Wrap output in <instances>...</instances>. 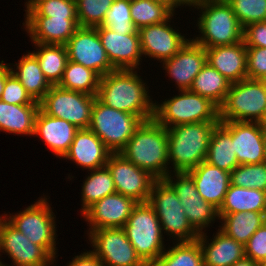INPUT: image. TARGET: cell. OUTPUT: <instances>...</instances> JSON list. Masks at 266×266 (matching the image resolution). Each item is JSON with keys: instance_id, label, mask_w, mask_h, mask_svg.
<instances>
[{"instance_id": "3", "label": "cell", "mask_w": 266, "mask_h": 266, "mask_svg": "<svg viewBox=\"0 0 266 266\" xmlns=\"http://www.w3.org/2000/svg\"><path fill=\"white\" fill-rule=\"evenodd\" d=\"M219 122L204 121L167 128L171 173L190 171L206 160L211 134Z\"/></svg>"}, {"instance_id": "39", "label": "cell", "mask_w": 266, "mask_h": 266, "mask_svg": "<svg viewBox=\"0 0 266 266\" xmlns=\"http://www.w3.org/2000/svg\"><path fill=\"white\" fill-rule=\"evenodd\" d=\"M25 16L77 18L75 0H27Z\"/></svg>"}, {"instance_id": "14", "label": "cell", "mask_w": 266, "mask_h": 266, "mask_svg": "<svg viewBox=\"0 0 266 266\" xmlns=\"http://www.w3.org/2000/svg\"><path fill=\"white\" fill-rule=\"evenodd\" d=\"M105 166L113 177L117 193L138 203L149 201L152 185L157 179L148 171L126 160L120 153H112Z\"/></svg>"}, {"instance_id": "19", "label": "cell", "mask_w": 266, "mask_h": 266, "mask_svg": "<svg viewBox=\"0 0 266 266\" xmlns=\"http://www.w3.org/2000/svg\"><path fill=\"white\" fill-rule=\"evenodd\" d=\"M207 63L206 50L193 39L172 57L161 62L166 75L176 83V89L189 90L196 75Z\"/></svg>"}, {"instance_id": "48", "label": "cell", "mask_w": 266, "mask_h": 266, "mask_svg": "<svg viewBox=\"0 0 266 266\" xmlns=\"http://www.w3.org/2000/svg\"><path fill=\"white\" fill-rule=\"evenodd\" d=\"M67 266H104L99 258L91 251H85L69 261Z\"/></svg>"}, {"instance_id": "1", "label": "cell", "mask_w": 266, "mask_h": 266, "mask_svg": "<svg viewBox=\"0 0 266 266\" xmlns=\"http://www.w3.org/2000/svg\"><path fill=\"white\" fill-rule=\"evenodd\" d=\"M148 91L137 69H115L100 77L96 97L108 107L147 121L154 118L155 103Z\"/></svg>"}, {"instance_id": "33", "label": "cell", "mask_w": 266, "mask_h": 266, "mask_svg": "<svg viewBox=\"0 0 266 266\" xmlns=\"http://www.w3.org/2000/svg\"><path fill=\"white\" fill-rule=\"evenodd\" d=\"M231 82L218 70L206 63L196 75L190 91L208 98L218 108L223 104L230 89Z\"/></svg>"}, {"instance_id": "16", "label": "cell", "mask_w": 266, "mask_h": 266, "mask_svg": "<svg viewBox=\"0 0 266 266\" xmlns=\"http://www.w3.org/2000/svg\"><path fill=\"white\" fill-rule=\"evenodd\" d=\"M65 46L68 60L95 71L100 77L115 70L96 27H79Z\"/></svg>"}, {"instance_id": "54", "label": "cell", "mask_w": 266, "mask_h": 266, "mask_svg": "<svg viewBox=\"0 0 266 266\" xmlns=\"http://www.w3.org/2000/svg\"><path fill=\"white\" fill-rule=\"evenodd\" d=\"M263 162L266 164V131H265L264 161Z\"/></svg>"}, {"instance_id": "30", "label": "cell", "mask_w": 266, "mask_h": 266, "mask_svg": "<svg viewBox=\"0 0 266 266\" xmlns=\"http://www.w3.org/2000/svg\"><path fill=\"white\" fill-rule=\"evenodd\" d=\"M40 105H16L0 100V131L33 136L35 118Z\"/></svg>"}, {"instance_id": "32", "label": "cell", "mask_w": 266, "mask_h": 266, "mask_svg": "<svg viewBox=\"0 0 266 266\" xmlns=\"http://www.w3.org/2000/svg\"><path fill=\"white\" fill-rule=\"evenodd\" d=\"M221 223L218 227L230 238L246 244L260 226L266 222V213L247 211L218 215Z\"/></svg>"}, {"instance_id": "57", "label": "cell", "mask_w": 266, "mask_h": 266, "mask_svg": "<svg viewBox=\"0 0 266 266\" xmlns=\"http://www.w3.org/2000/svg\"><path fill=\"white\" fill-rule=\"evenodd\" d=\"M5 219V213L4 214H2V215H0V225H1V223H2V221Z\"/></svg>"}, {"instance_id": "40", "label": "cell", "mask_w": 266, "mask_h": 266, "mask_svg": "<svg viewBox=\"0 0 266 266\" xmlns=\"http://www.w3.org/2000/svg\"><path fill=\"white\" fill-rule=\"evenodd\" d=\"M231 184L266 192V164H240L230 172Z\"/></svg>"}, {"instance_id": "38", "label": "cell", "mask_w": 266, "mask_h": 266, "mask_svg": "<svg viewBox=\"0 0 266 266\" xmlns=\"http://www.w3.org/2000/svg\"><path fill=\"white\" fill-rule=\"evenodd\" d=\"M130 11L137 29L166 21L175 10L161 0H130Z\"/></svg>"}, {"instance_id": "10", "label": "cell", "mask_w": 266, "mask_h": 266, "mask_svg": "<svg viewBox=\"0 0 266 266\" xmlns=\"http://www.w3.org/2000/svg\"><path fill=\"white\" fill-rule=\"evenodd\" d=\"M142 122L143 120L137 115L108 107L96 98L92 107L89 129L112 153H119Z\"/></svg>"}, {"instance_id": "46", "label": "cell", "mask_w": 266, "mask_h": 266, "mask_svg": "<svg viewBox=\"0 0 266 266\" xmlns=\"http://www.w3.org/2000/svg\"><path fill=\"white\" fill-rule=\"evenodd\" d=\"M248 79H260L266 72V48L246 47Z\"/></svg>"}, {"instance_id": "11", "label": "cell", "mask_w": 266, "mask_h": 266, "mask_svg": "<svg viewBox=\"0 0 266 266\" xmlns=\"http://www.w3.org/2000/svg\"><path fill=\"white\" fill-rule=\"evenodd\" d=\"M96 98L83 92L52 85L39 104L45 114L66 120L79 129H89Z\"/></svg>"}, {"instance_id": "17", "label": "cell", "mask_w": 266, "mask_h": 266, "mask_svg": "<svg viewBox=\"0 0 266 266\" xmlns=\"http://www.w3.org/2000/svg\"><path fill=\"white\" fill-rule=\"evenodd\" d=\"M174 14L175 12L162 23L138 29L143 57L154 58L161 63L166 59L172 58L190 39L185 38V34L181 35L180 30L174 28V25H170L172 18L175 16Z\"/></svg>"}, {"instance_id": "6", "label": "cell", "mask_w": 266, "mask_h": 266, "mask_svg": "<svg viewBox=\"0 0 266 266\" xmlns=\"http://www.w3.org/2000/svg\"><path fill=\"white\" fill-rule=\"evenodd\" d=\"M154 103V119L166 128L180 124L219 121V108L208 98L190 90Z\"/></svg>"}, {"instance_id": "23", "label": "cell", "mask_w": 266, "mask_h": 266, "mask_svg": "<svg viewBox=\"0 0 266 266\" xmlns=\"http://www.w3.org/2000/svg\"><path fill=\"white\" fill-rule=\"evenodd\" d=\"M78 130L74 124L49 116L39 109L33 136L42 139L54 156L61 159L69 151Z\"/></svg>"}, {"instance_id": "34", "label": "cell", "mask_w": 266, "mask_h": 266, "mask_svg": "<svg viewBox=\"0 0 266 266\" xmlns=\"http://www.w3.org/2000/svg\"><path fill=\"white\" fill-rule=\"evenodd\" d=\"M36 56L45 78L51 85H58L62 79L68 53L65 45L32 43Z\"/></svg>"}, {"instance_id": "21", "label": "cell", "mask_w": 266, "mask_h": 266, "mask_svg": "<svg viewBox=\"0 0 266 266\" xmlns=\"http://www.w3.org/2000/svg\"><path fill=\"white\" fill-rule=\"evenodd\" d=\"M32 43L65 45L80 27L78 18L25 16L22 23Z\"/></svg>"}, {"instance_id": "24", "label": "cell", "mask_w": 266, "mask_h": 266, "mask_svg": "<svg viewBox=\"0 0 266 266\" xmlns=\"http://www.w3.org/2000/svg\"><path fill=\"white\" fill-rule=\"evenodd\" d=\"M232 142L239 165L264 161L265 130L260 122L232 121Z\"/></svg>"}, {"instance_id": "49", "label": "cell", "mask_w": 266, "mask_h": 266, "mask_svg": "<svg viewBox=\"0 0 266 266\" xmlns=\"http://www.w3.org/2000/svg\"><path fill=\"white\" fill-rule=\"evenodd\" d=\"M9 63H5L3 60L0 61V98L4 90L6 78L11 74Z\"/></svg>"}, {"instance_id": "20", "label": "cell", "mask_w": 266, "mask_h": 266, "mask_svg": "<svg viewBox=\"0 0 266 266\" xmlns=\"http://www.w3.org/2000/svg\"><path fill=\"white\" fill-rule=\"evenodd\" d=\"M96 29L114 69H141L139 34L116 33L101 25Z\"/></svg>"}, {"instance_id": "9", "label": "cell", "mask_w": 266, "mask_h": 266, "mask_svg": "<svg viewBox=\"0 0 266 266\" xmlns=\"http://www.w3.org/2000/svg\"><path fill=\"white\" fill-rule=\"evenodd\" d=\"M266 112V94L259 79H244L231 83L219 121L260 122Z\"/></svg>"}, {"instance_id": "13", "label": "cell", "mask_w": 266, "mask_h": 266, "mask_svg": "<svg viewBox=\"0 0 266 266\" xmlns=\"http://www.w3.org/2000/svg\"><path fill=\"white\" fill-rule=\"evenodd\" d=\"M87 236L91 251L104 266H147L136 254L123 228L96 229Z\"/></svg>"}, {"instance_id": "53", "label": "cell", "mask_w": 266, "mask_h": 266, "mask_svg": "<svg viewBox=\"0 0 266 266\" xmlns=\"http://www.w3.org/2000/svg\"><path fill=\"white\" fill-rule=\"evenodd\" d=\"M166 2L168 5H170L174 9V0H161Z\"/></svg>"}, {"instance_id": "58", "label": "cell", "mask_w": 266, "mask_h": 266, "mask_svg": "<svg viewBox=\"0 0 266 266\" xmlns=\"http://www.w3.org/2000/svg\"><path fill=\"white\" fill-rule=\"evenodd\" d=\"M259 266H266V260L261 262V263H259Z\"/></svg>"}, {"instance_id": "51", "label": "cell", "mask_w": 266, "mask_h": 266, "mask_svg": "<svg viewBox=\"0 0 266 266\" xmlns=\"http://www.w3.org/2000/svg\"><path fill=\"white\" fill-rule=\"evenodd\" d=\"M232 266H259V264L252 259L249 258H243L239 261H237L234 265Z\"/></svg>"}, {"instance_id": "35", "label": "cell", "mask_w": 266, "mask_h": 266, "mask_svg": "<svg viewBox=\"0 0 266 266\" xmlns=\"http://www.w3.org/2000/svg\"><path fill=\"white\" fill-rule=\"evenodd\" d=\"M88 174L89 175H86V178L81 186V215L95 202L105 196L117 192L113 177L106 166L90 170V173L88 172Z\"/></svg>"}, {"instance_id": "22", "label": "cell", "mask_w": 266, "mask_h": 266, "mask_svg": "<svg viewBox=\"0 0 266 266\" xmlns=\"http://www.w3.org/2000/svg\"><path fill=\"white\" fill-rule=\"evenodd\" d=\"M112 152L90 129H79L64 159L70 160L82 170H94L105 167Z\"/></svg>"}, {"instance_id": "45", "label": "cell", "mask_w": 266, "mask_h": 266, "mask_svg": "<svg viewBox=\"0 0 266 266\" xmlns=\"http://www.w3.org/2000/svg\"><path fill=\"white\" fill-rule=\"evenodd\" d=\"M245 256L258 264L266 260V222L245 244Z\"/></svg>"}, {"instance_id": "44", "label": "cell", "mask_w": 266, "mask_h": 266, "mask_svg": "<svg viewBox=\"0 0 266 266\" xmlns=\"http://www.w3.org/2000/svg\"><path fill=\"white\" fill-rule=\"evenodd\" d=\"M0 100L16 105H40L39 102L34 101L31 98L26 92L25 87L13 73L6 78V83Z\"/></svg>"}, {"instance_id": "25", "label": "cell", "mask_w": 266, "mask_h": 266, "mask_svg": "<svg viewBox=\"0 0 266 266\" xmlns=\"http://www.w3.org/2000/svg\"><path fill=\"white\" fill-rule=\"evenodd\" d=\"M214 234L212 239L206 233L199 234L197 238L204 266H232L246 257L244 244L230 238L219 228Z\"/></svg>"}, {"instance_id": "43", "label": "cell", "mask_w": 266, "mask_h": 266, "mask_svg": "<svg viewBox=\"0 0 266 266\" xmlns=\"http://www.w3.org/2000/svg\"><path fill=\"white\" fill-rule=\"evenodd\" d=\"M227 3L242 28L252 23L266 22V0H229Z\"/></svg>"}, {"instance_id": "59", "label": "cell", "mask_w": 266, "mask_h": 266, "mask_svg": "<svg viewBox=\"0 0 266 266\" xmlns=\"http://www.w3.org/2000/svg\"><path fill=\"white\" fill-rule=\"evenodd\" d=\"M214 1H218V2H228L229 0H214Z\"/></svg>"}, {"instance_id": "55", "label": "cell", "mask_w": 266, "mask_h": 266, "mask_svg": "<svg viewBox=\"0 0 266 266\" xmlns=\"http://www.w3.org/2000/svg\"><path fill=\"white\" fill-rule=\"evenodd\" d=\"M259 80L260 81H266V72L263 74V76Z\"/></svg>"}, {"instance_id": "28", "label": "cell", "mask_w": 266, "mask_h": 266, "mask_svg": "<svg viewBox=\"0 0 266 266\" xmlns=\"http://www.w3.org/2000/svg\"><path fill=\"white\" fill-rule=\"evenodd\" d=\"M205 161L229 173L239 165L232 142V121H220L215 126Z\"/></svg>"}, {"instance_id": "42", "label": "cell", "mask_w": 266, "mask_h": 266, "mask_svg": "<svg viewBox=\"0 0 266 266\" xmlns=\"http://www.w3.org/2000/svg\"><path fill=\"white\" fill-rule=\"evenodd\" d=\"M114 0H75L80 27H96L104 18Z\"/></svg>"}, {"instance_id": "7", "label": "cell", "mask_w": 266, "mask_h": 266, "mask_svg": "<svg viewBox=\"0 0 266 266\" xmlns=\"http://www.w3.org/2000/svg\"><path fill=\"white\" fill-rule=\"evenodd\" d=\"M42 196L35 203L14 215L6 214L5 219L32 243L42 246L54 259H57L56 215L47 198Z\"/></svg>"}, {"instance_id": "29", "label": "cell", "mask_w": 266, "mask_h": 266, "mask_svg": "<svg viewBox=\"0 0 266 266\" xmlns=\"http://www.w3.org/2000/svg\"><path fill=\"white\" fill-rule=\"evenodd\" d=\"M9 65L11 72L25 87L26 92L34 101L40 102L52 87L45 78L36 56L31 51L24 54L17 63H9Z\"/></svg>"}, {"instance_id": "50", "label": "cell", "mask_w": 266, "mask_h": 266, "mask_svg": "<svg viewBox=\"0 0 266 266\" xmlns=\"http://www.w3.org/2000/svg\"><path fill=\"white\" fill-rule=\"evenodd\" d=\"M204 0H174V10L176 11V8L180 7V6H184L185 8L187 6H189L190 8L200 4L201 2H203Z\"/></svg>"}, {"instance_id": "2", "label": "cell", "mask_w": 266, "mask_h": 266, "mask_svg": "<svg viewBox=\"0 0 266 266\" xmlns=\"http://www.w3.org/2000/svg\"><path fill=\"white\" fill-rule=\"evenodd\" d=\"M126 160L148 171L157 180L171 173L168 162V132L154 118L143 121L119 152Z\"/></svg>"}, {"instance_id": "36", "label": "cell", "mask_w": 266, "mask_h": 266, "mask_svg": "<svg viewBox=\"0 0 266 266\" xmlns=\"http://www.w3.org/2000/svg\"><path fill=\"white\" fill-rule=\"evenodd\" d=\"M151 266H204L203 253L197 240L175 242Z\"/></svg>"}, {"instance_id": "27", "label": "cell", "mask_w": 266, "mask_h": 266, "mask_svg": "<svg viewBox=\"0 0 266 266\" xmlns=\"http://www.w3.org/2000/svg\"><path fill=\"white\" fill-rule=\"evenodd\" d=\"M187 173L192 177L202 198L219 209L231 184L230 173L206 161Z\"/></svg>"}, {"instance_id": "15", "label": "cell", "mask_w": 266, "mask_h": 266, "mask_svg": "<svg viewBox=\"0 0 266 266\" xmlns=\"http://www.w3.org/2000/svg\"><path fill=\"white\" fill-rule=\"evenodd\" d=\"M7 253L12 266H50L54 259L42 246L32 243L6 219L0 225V254ZM2 266H10L0 259Z\"/></svg>"}, {"instance_id": "41", "label": "cell", "mask_w": 266, "mask_h": 266, "mask_svg": "<svg viewBox=\"0 0 266 266\" xmlns=\"http://www.w3.org/2000/svg\"><path fill=\"white\" fill-rule=\"evenodd\" d=\"M101 26L116 33L138 34L131 17L130 0H114Z\"/></svg>"}, {"instance_id": "52", "label": "cell", "mask_w": 266, "mask_h": 266, "mask_svg": "<svg viewBox=\"0 0 266 266\" xmlns=\"http://www.w3.org/2000/svg\"><path fill=\"white\" fill-rule=\"evenodd\" d=\"M260 125L266 131V112H265L263 119L260 121Z\"/></svg>"}, {"instance_id": "31", "label": "cell", "mask_w": 266, "mask_h": 266, "mask_svg": "<svg viewBox=\"0 0 266 266\" xmlns=\"http://www.w3.org/2000/svg\"><path fill=\"white\" fill-rule=\"evenodd\" d=\"M247 211L266 213V192L230 184L218 215Z\"/></svg>"}, {"instance_id": "56", "label": "cell", "mask_w": 266, "mask_h": 266, "mask_svg": "<svg viewBox=\"0 0 266 266\" xmlns=\"http://www.w3.org/2000/svg\"><path fill=\"white\" fill-rule=\"evenodd\" d=\"M261 82H262V85H263L264 92L266 94V81H261Z\"/></svg>"}, {"instance_id": "47", "label": "cell", "mask_w": 266, "mask_h": 266, "mask_svg": "<svg viewBox=\"0 0 266 266\" xmlns=\"http://www.w3.org/2000/svg\"><path fill=\"white\" fill-rule=\"evenodd\" d=\"M243 41L246 47L266 48V22L252 23L244 27Z\"/></svg>"}, {"instance_id": "8", "label": "cell", "mask_w": 266, "mask_h": 266, "mask_svg": "<svg viewBox=\"0 0 266 266\" xmlns=\"http://www.w3.org/2000/svg\"><path fill=\"white\" fill-rule=\"evenodd\" d=\"M148 203L158 216L162 231L171 240L175 243L197 240L199 234L189 223L176 192L164 179L154 182Z\"/></svg>"}, {"instance_id": "18", "label": "cell", "mask_w": 266, "mask_h": 266, "mask_svg": "<svg viewBox=\"0 0 266 266\" xmlns=\"http://www.w3.org/2000/svg\"><path fill=\"white\" fill-rule=\"evenodd\" d=\"M137 204L134 199L117 192L105 196L82 214L89 224L87 234L96 229L122 228Z\"/></svg>"}, {"instance_id": "37", "label": "cell", "mask_w": 266, "mask_h": 266, "mask_svg": "<svg viewBox=\"0 0 266 266\" xmlns=\"http://www.w3.org/2000/svg\"><path fill=\"white\" fill-rule=\"evenodd\" d=\"M99 82L100 76L95 71L68 60L58 86L97 96Z\"/></svg>"}, {"instance_id": "26", "label": "cell", "mask_w": 266, "mask_h": 266, "mask_svg": "<svg viewBox=\"0 0 266 266\" xmlns=\"http://www.w3.org/2000/svg\"><path fill=\"white\" fill-rule=\"evenodd\" d=\"M207 63L231 83L247 79V50L244 41L224 46L205 48Z\"/></svg>"}, {"instance_id": "5", "label": "cell", "mask_w": 266, "mask_h": 266, "mask_svg": "<svg viewBox=\"0 0 266 266\" xmlns=\"http://www.w3.org/2000/svg\"><path fill=\"white\" fill-rule=\"evenodd\" d=\"M122 228L136 254L147 266H151L166 250L160 221L148 202L138 203Z\"/></svg>"}, {"instance_id": "4", "label": "cell", "mask_w": 266, "mask_h": 266, "mask_svg": "<svg viewBox=\"0 0 266 266\" xmlns=\"http://www.w3.org/2000/svg\"><path fill=\"white\" fill-rule=\"evenodd\" d=\"M199 11L197 29L192 39L204 48L232 45L243 41V28L227 2L204 0L194 6Z\"/></svg>"}, {"instance_id": "12", "label": "cell", "mask_w": 266, "mask_h": 266, "mask_svg": "<svg viewBox=\"0 0 266 266\" xmlns=\"http://www.w3.org/2000/svg\"><path fill=\"white\" fill-rule=\"evenodd\" d=\"M173 173H169L164 180L176 192L193 229L198 234L205 233L207 227H212L216 219H219L218 209L202 198L192 177L187 172Z\"/></svg>"}]
</instances>
